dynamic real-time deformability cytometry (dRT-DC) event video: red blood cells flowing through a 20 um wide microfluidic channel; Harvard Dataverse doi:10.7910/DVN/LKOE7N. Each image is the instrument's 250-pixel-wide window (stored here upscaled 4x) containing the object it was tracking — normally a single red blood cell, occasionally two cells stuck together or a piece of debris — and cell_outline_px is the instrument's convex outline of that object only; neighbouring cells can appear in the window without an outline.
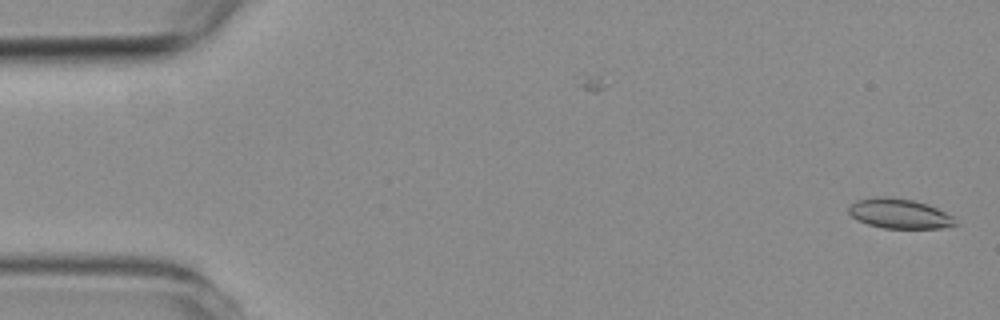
{"species": "common noctule bat (a hibernating species)", "species_latin": "Nyctalus noctula", "temperature_condition": "room temperature", "stored_images_in_passage": 2, "camera_frame_rate_fps": 3000, "um_per_image_px": 0.085, "animal": {"sex": "female", "body_mass_g": 19.3, "forearm_length_mm": 54.1}, "frame": {"image": 1, "passage_image": 2, "time_ms": 1.0, "image_size_px": [1000, 320], "cell_outline_px": [[960, 224], [940, 228], [884, 228], [868, 224], [852, 216], [848, 212], [848, 204], [856, 200], [876, 196], [884, 196], [912, 200], [928, 204], [952, 216]], "centroid_in_image_um": [76.43, 18.15], "position_along_channel_um": 8.6, "area_um2": 18.5}}